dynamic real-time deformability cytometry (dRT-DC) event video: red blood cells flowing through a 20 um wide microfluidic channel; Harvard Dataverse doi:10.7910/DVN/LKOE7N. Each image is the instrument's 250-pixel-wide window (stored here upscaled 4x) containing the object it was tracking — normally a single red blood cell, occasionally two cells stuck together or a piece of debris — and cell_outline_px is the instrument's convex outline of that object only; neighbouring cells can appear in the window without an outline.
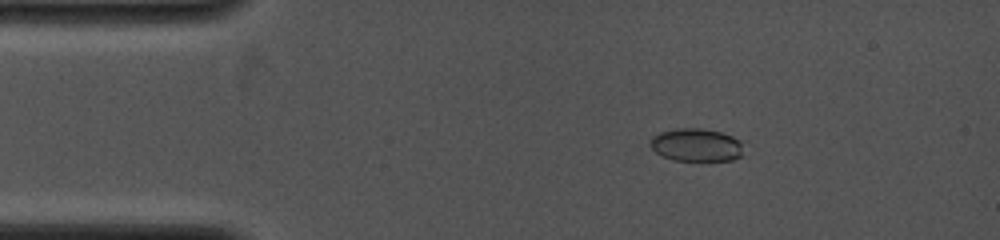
{"species": "common noctule bat (a hibernating species)", "species_latin": "Nyctalus noctula", "temperature_condition": "cold", "stored_images_in_passage": 9, "camera_frame_rate_fps": 4000, "um_per_image_px": 0.085, "animal": {"sex": "female", "body_mass_g": 19.0, "forearm_length_mm": 53.3}, "frame": {"image": 1, "passage_image": 2, "time_ms": 0.5, "image_size_px": [1000, 240], "cell_outline_px": [[740, 156], [732, 160], [672, 160], [656, 152], [652, 148], [652, 136], [660, 132], [676, 128], [700, 128], [720, 132], [732, 136], [740, 140]], "centroid_in_image_um": [59.16, 12.31], "position_along_channel_um": 25.8, "area_um2": 17.51}}
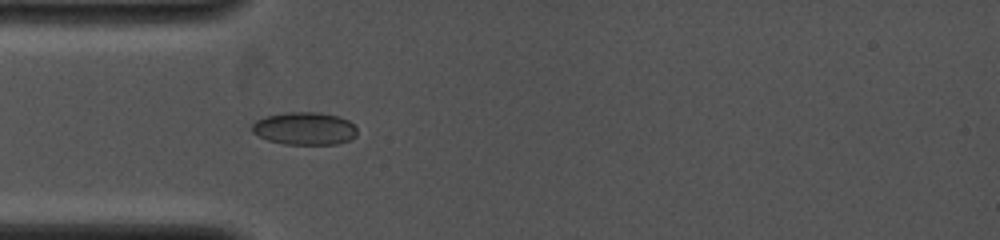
{"frame": {"image": 2, "passage_image": 6, "time_ms": 2.5, "image_size_px": [1000, 240], "cell_outline_px": [[356, 136], [348, 140], [336, 144], [284, 144], [268, 140], [252, 132], [252, 124], [256, 120], [268, 116], [284, 112], [320, 112], [340, 116], [348, 120], [356, 128]], "centroid_in_image_um": [25.9, 10.91], "position_along_channel_um": 59.1, "area_um2": 20.0}}
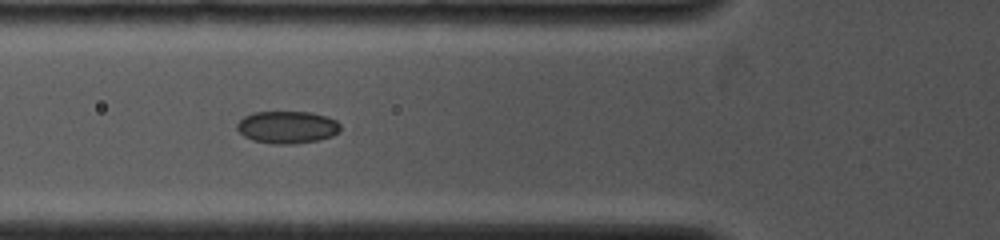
{"frame": {"image": 3, "passage_image": 8, "time_ms": 3.5, "image_size_px": [1000, 240], "cell_outline_px": [[340, 132], [332, 136], [320, 140], [296, 144], [272, 144], [252, 140], [244, 136], [236, 128], [236, 124], [244, 116], [252, 112], [312, 112], [336, 120], [340, 124]], "centroid_in_image_um": [24.41, 10.82], "position_along_channel_um": 101.4, "area_um2": 19.71}}